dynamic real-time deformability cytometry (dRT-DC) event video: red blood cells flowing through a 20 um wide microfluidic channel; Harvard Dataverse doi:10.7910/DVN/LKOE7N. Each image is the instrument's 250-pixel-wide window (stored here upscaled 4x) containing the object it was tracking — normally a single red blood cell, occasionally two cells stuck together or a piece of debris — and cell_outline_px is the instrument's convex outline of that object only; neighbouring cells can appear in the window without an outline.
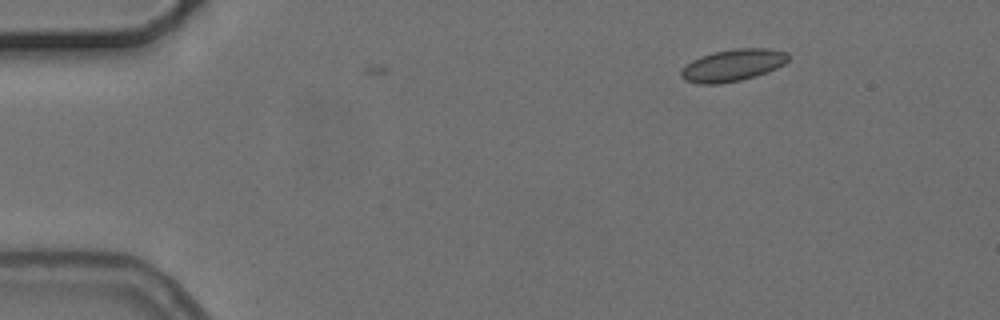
{"species": "common noctule bat (a hibernating species)", "species_latin": "Nyctalus noctula", "temperature_condition": "cold", "stored_images_in_passage": 7, "camera_frame_rate_fps": 3000, "um_per_image_px": 0.085, "animal": {"sex": "female", "body_mass_g": 24.6, "forearm_length_mm": 56.2}, "frame": {"image": 1, "passage_image": 1, "time_ms": 0.0, "image_size_px": [1000, 320], "cell_outline_px": [[788, 60], [784, 64], [768, 72], [756, 76], [740, 80], [720, 84], [696, 84], [684, 80], [680, 76], [680, 72], [692, 60], [700, 56], [712, 52], [732, 48], [772, 48], [788, 52]], "centroid_in_image_um": [62.29, 5.54], "position_along_channel_um": 22.7, "area_um2": 20.23}}
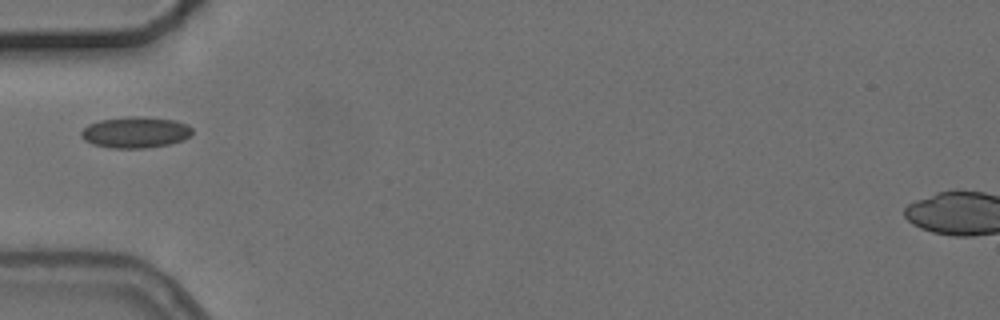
{"frame": {"image": 2, "passage_image": 4, "time_ms": 3.667, "image_size_px": [1000, 320], "cell_outline_px": [[192, 136], [184, 140], [168, 144], [144, 148], [112, 148], [92, 144], [84, 140], [80, 136], [80, 132], [88, 124], [100, 120], [132, 116], [140, 116], [176, 120], [188, 124], [192, 128]], "centroid_in_image_um": [11.53, 11.24], "position_along_channel_um": 73.5, "area_um2": 20.35}}
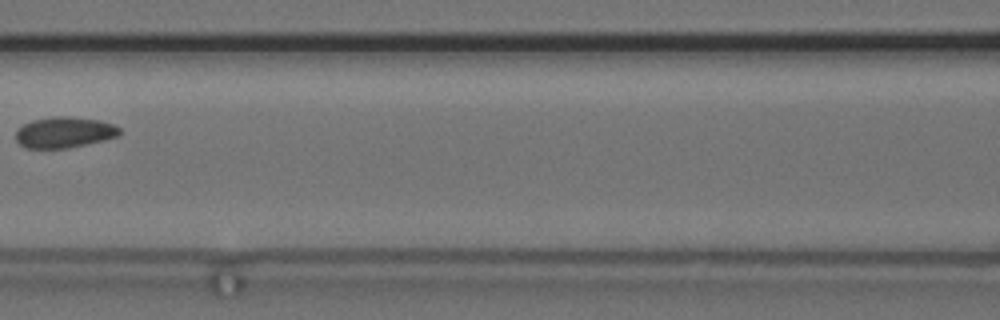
{"frame": {"image": 3, "passage_image": 6, "time_ms": 6.0, "image_size_px": [1000, 320], "cell_outline_px": [[120, 132], [116, 136], [104, 140], [68, 148], [24, 148], [16, 140], [16, 128], [32, 120], [52, 116], [68, 116], [100, 120], [112, 124], [120, 128]], "centroid_in_image_um": [5.43, 11.24], "position_along_channel_um": 161.2, "area_um2": 18.73}}